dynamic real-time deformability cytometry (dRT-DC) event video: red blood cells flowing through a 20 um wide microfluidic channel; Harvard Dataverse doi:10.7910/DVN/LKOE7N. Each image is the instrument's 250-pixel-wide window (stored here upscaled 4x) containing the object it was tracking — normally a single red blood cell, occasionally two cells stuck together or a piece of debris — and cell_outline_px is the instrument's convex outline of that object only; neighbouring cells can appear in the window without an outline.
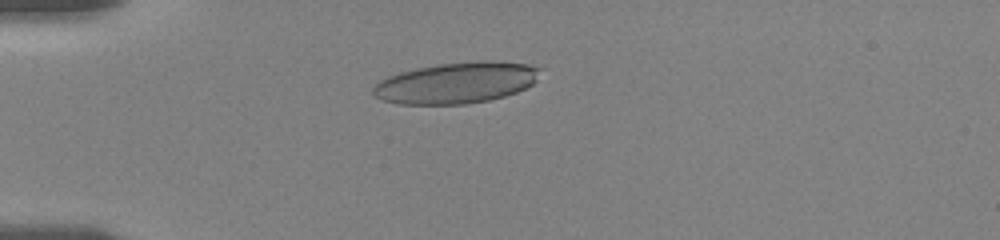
{"species": "human", "species_latin": "Homo sapiens", "temperature_condition": "room temperature", "stored_images_in_passage": 56, "camera_frame_rate_fps": 3000, "um_per_image_px": 0.085, "donor": {"sex": "female"}, "frame": {"image": 1, "passage_image": 15, "time_ms": 4.667, "image_size_px": [1000, 240], "cell_outline_px": [[540, 68], [536, 80], [532, 84], [516, 92], [504, 96], [488, 100], [464, 104], [400, 104], [384, 100], [376, 96], [372, 92], [372, 88], [380, 80], [388, 76], [400, 72], [416, 68], [440, 64], [480, 60], [488, 60], [528, 64]], "centroid_in_image_um": [38.78, 7.03], "position_along_channel_um": 46.2, "area_um2": 39.77}}
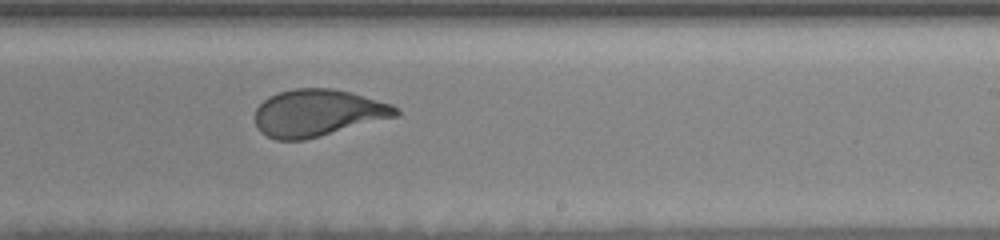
{"frame": {"image": 2, "passage_image": 35, "time_ms": 11.333, "image_size_px": [1000, 240], "cell_outline_px": [[400, 112], [396, 116], [320, 136], [304, 140], [276, 140], [260, 132], [256, 124], [256, 108], [268, 96], [280, 92], [296, 88], [332, 88], [352, 92], [392, 104]], "centroid_in_image_um": [26.99, 9.59], "position_along_channel_um": 262.0, "area_um2": 38.32}}
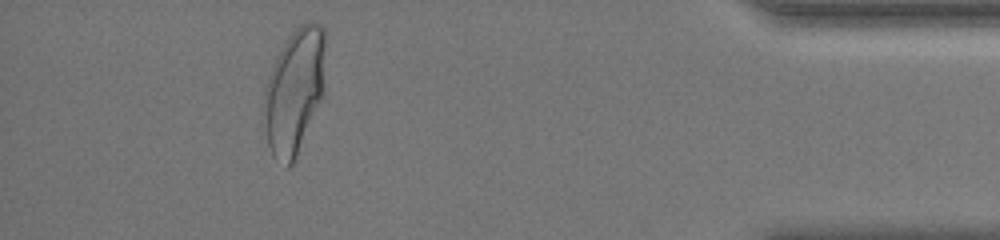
{"frame": {"image": 3, "passage_image": 51, "time_ms": 16.667, "image_size_px": [1000, 240], "cell_outline_px": [[324, 100], [292, 164], [288, 168], [284, 168], [272, 156], [268, 144], [260, 108], [264, 88], [276, 56], [284, 40], [300, 24], [312, 20], [320, 24], [324, 28]], "centroid_in_image_um": [25.0, 7.78], "position_along_channel_um": 410.2, "area_um2": 46.36}, "authors_computed_cell_mechanics": {"area_um2": 39.4774, "velocity_mm_per_s": 3.6143, "shape_relaxation_time_tau1_ms": 4.0748, "shape_relaxation_time_tau2_ms": 0.7921, "deformation_change_tau1": 0.1767, "deformation_change_tau2": 0.0756}}